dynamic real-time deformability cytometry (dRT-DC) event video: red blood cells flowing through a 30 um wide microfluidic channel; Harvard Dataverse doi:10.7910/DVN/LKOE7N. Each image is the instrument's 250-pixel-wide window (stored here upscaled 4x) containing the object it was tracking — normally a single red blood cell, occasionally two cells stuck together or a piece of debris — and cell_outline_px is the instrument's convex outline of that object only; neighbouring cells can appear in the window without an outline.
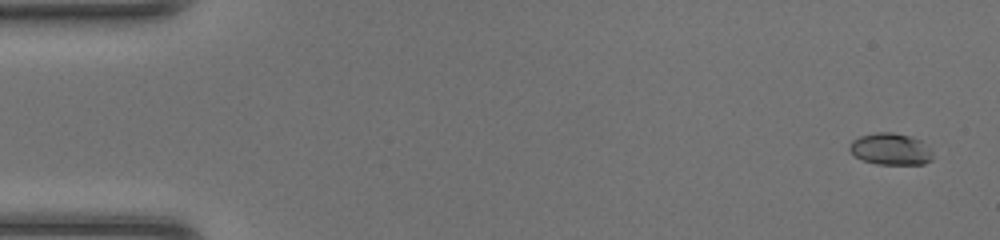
{"species": "common noctule bat (a hibernating species)", "species_latin": "Nyctalus noctula", "temperature_condition": "room temperature", "stored_images_in_passage": 49, "camera_frame_rate_fps": 3000, "um_per_image_px": 0.085, "animal": {"sex": "female", "body_mass_g": 20.0, "forearm_length_mm": 54.0}, "frame": {"image": 1, "passage_image": 3, "time_ms": 0.667, "image_size_px": [1000, 240], "cell_outline_px": [[932, 160], [924, 164], [876, 164], [864, 160], [856, 156], [848, 148], [852, 140], [860, 136], [876, 132], [892, 132], [912, 136], [920, 140], [932, 152]], "centroid_in_image_um": [75.7, 12.66], "position_along_channel_um": 9.3, "area_um2": 15.32}}
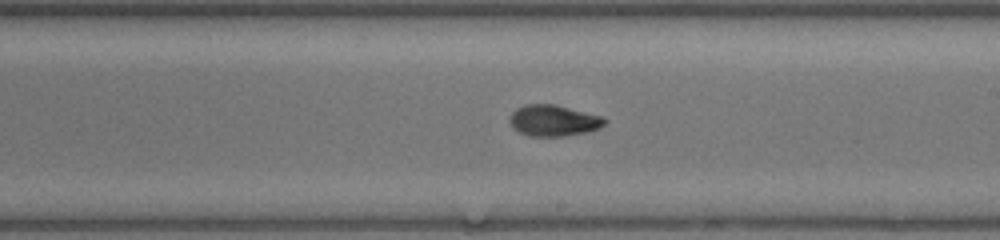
{"frame": {"image": 2, "passage_image": 29, "time_ms": 9.333, "image_size_px": [1000, 240], "cell_outline_px": [[608, 120], [604, 124], [588, 132], [564, 136], [532, 136], [520, 132], [512, 128], [508, 120], [512, 112], [516, 108], [524, 104], [556, 104], [604, 116]], "centroid_in_image_um": [47.04, 10.23], "position_along_channel_um": 242.0, "area_um2": 17.46}}
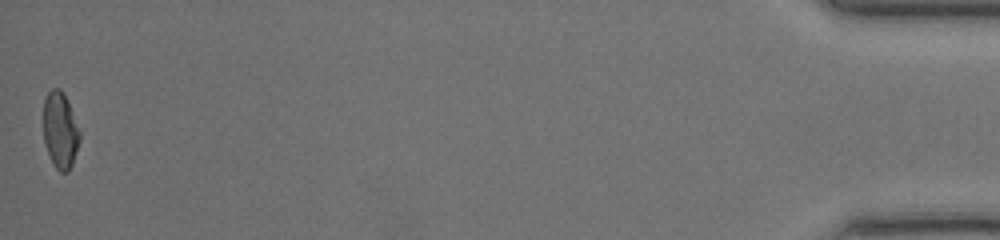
{"frame": {"image": 3, "passage_image": 49, "time_ms": 16.0, "image_size_px": [1000, 240], "cell_outline_px": [[80, 140], [72, 164], [68, 172], [60, 172], [56, 168], [44, 144], [44, 100], [48, 92], [52, 88], [60, 88], [68, 104], [80, 132]], "centroid_in_image_um": [5.11, 11.09], "position_along_channel_um": 430.1, "area_um2": 15.78}, "authors_computed_cell_mechanics": {"area_um2": 16.5886, "velocity_mm_per_s": 4.3497, "shape_relaxation_time_tau1_ms": 5.0595, "shape_relaxation_time_tau2_ms": 2.1553, "deformation_change_tau1": 0.1684, "deformation_change_tau2": 0.0694}}